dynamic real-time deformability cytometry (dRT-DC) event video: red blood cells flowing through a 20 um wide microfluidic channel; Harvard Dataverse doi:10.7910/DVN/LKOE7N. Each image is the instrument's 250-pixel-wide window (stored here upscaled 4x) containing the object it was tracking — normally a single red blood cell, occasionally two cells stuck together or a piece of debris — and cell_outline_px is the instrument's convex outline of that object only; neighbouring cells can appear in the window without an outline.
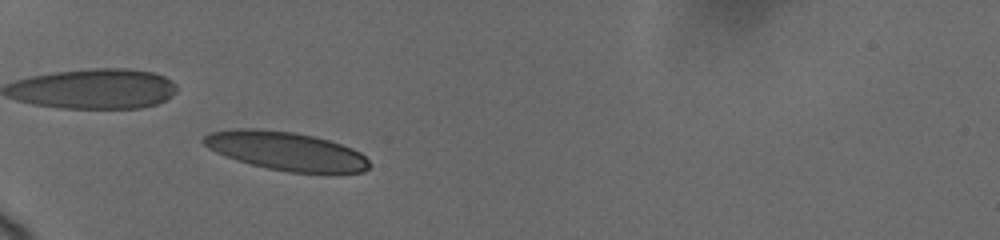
{"species": "human", "species_latin": "Homo sapiens", "temperature_condition": "cold", "stored_images_in_passage": 31, "camera_frame_rate_fps": 3000, "um_per_image_px": 0.085, "donor": {"sex": "female"}, "frame": {"image": 1, "passage_image": 2, "time_ms": 0.333, "image_size_px": [1000, 240], "cell_outline_px": [[368, 168], [364, 172], [288, 172], [268, 168], [236, 160], [216, 152], [208, 148], [200, 140], [208, 132], [236, 128], [252, 128], [296, 132], [328, 140], [352, 148], [360, 152], [368, 160]], "centroid_in_image_um": [24.25, 12.82], "position_along_channel_um": 60.7, "area_um2": 36.99}}
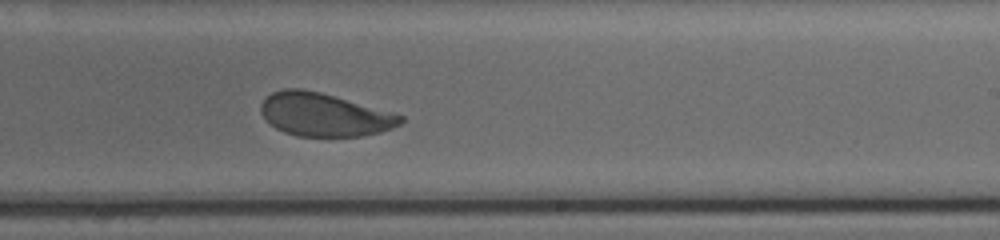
{"frame": {"image": 2, "passage_image": 16, "time_ms": 6.333, "image_size_px": [1000, 240], "cell_outline_px": [[404, 120], [400, 124], [392, 128], [380, 132], [360, 136], [296, 136], [284, 132], [276, 128], [260, 112], [260, 104], [272, 92], [284, 88], [300, 88], [320, 92], [404, 116]], "centroid_in_image_um": [27.54, 9.75], "position_along_channel_um": 261.5, "area_um2": 34.74}}
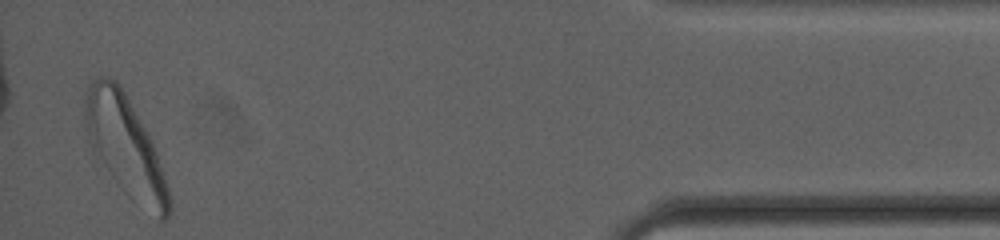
{"frame": {"image": 3, "passage_image": 31, "time_ms": 12.333, "image_size_px": [1000, 240], "cell_outline_px": [[172, 208], [164, 224], [160, 220], [92, 148], [88, 140], [84, 120], [84, 96], [88, 84], [96, 76], [108, 76], [116, 80], [120, 84], [152, 140], [172, 200]], "centroid_in_image_um": [10.65, 12.2], "position_along_channel_um": 424.6, "area_um2": 46.07}, "authors_computed_cell_mechanics": {"area_um2": 36.4718, "velocity_mm_per_s": 3.66, "shape_relaxation_time_tau1_ms": 3.6704, "shape_relaxation_time_tau2_ms": 1.3469, "deformation_change_tau1": 0.1514, "deformation_change_tau2": 0.0644}}